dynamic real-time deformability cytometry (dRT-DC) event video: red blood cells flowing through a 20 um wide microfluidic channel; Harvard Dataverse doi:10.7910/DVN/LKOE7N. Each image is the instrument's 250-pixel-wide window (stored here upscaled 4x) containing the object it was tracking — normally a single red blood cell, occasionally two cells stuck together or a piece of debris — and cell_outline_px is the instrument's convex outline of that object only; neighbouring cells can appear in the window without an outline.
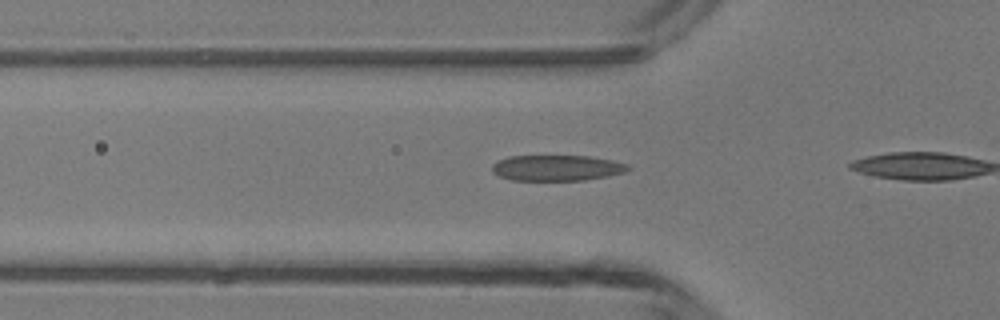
{"species": "common noctule bat (a hibernating species)", "species_latin": "Nyctalus noctula", "temperature_condition": "room temperature", "stored_images_in_passage": 7, "camera_frame_rate_fps": 3000, "um_per_image_px": 0.085, "animal": {"sex": "male", "body_mass_g": 13.3}, "frame": {"image": 1, "passage_image": 5, "time_ms": 1.333, "image_size_px": [1000, 320], "cell_outline_px": [[632, 168], [624, 172], [608, 176], [584, 180], [512, 180], [500, 176], [492, 172], [492, 164], [496, 160], [508, 156], [588, 156], [612, 160], [628, 164]], "centroid_in_image_um": [47.32, 14.27], "position_along_channel_um": 78.5, "area_um2": 20.46}}